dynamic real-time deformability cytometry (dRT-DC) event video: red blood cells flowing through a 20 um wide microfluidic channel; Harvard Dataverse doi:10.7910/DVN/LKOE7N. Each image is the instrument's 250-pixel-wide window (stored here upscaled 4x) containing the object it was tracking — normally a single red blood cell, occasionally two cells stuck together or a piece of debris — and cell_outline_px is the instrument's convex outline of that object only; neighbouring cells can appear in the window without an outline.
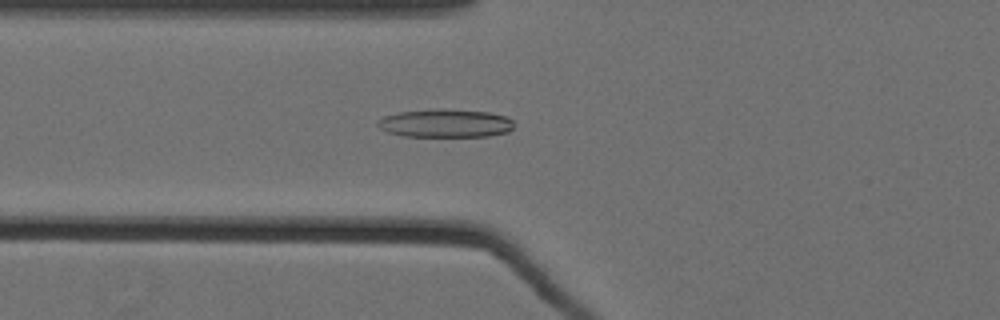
{"species": "Egyptian fruit bat (a non-hibernating species)", "species_latin": "Rousettus aegyptiacus", "temperature_condition": "cold", "stored_images_in_passage": 47, "camera_frame_rate_fps": 3000, "um_per_image_px": 0.085, "animal": {"sex": "female"}, "frame": {"image": 1, "passage_image": 12, "time_ms": 3.667, "image_size_px": [1000, 320], "cell_outline_px": [[512, 128], [508, 132], [488, 136], [404, 136], [388, 132], [380, 128], [376, 124], [376, 120], [384, 116], [400, 112], [488, 112], [504, 116], [512, 120]], "centroid_in_image_um": [37.84, 10.54], "position_along_channel_um": 88.0, "area_um2": 21.1}}
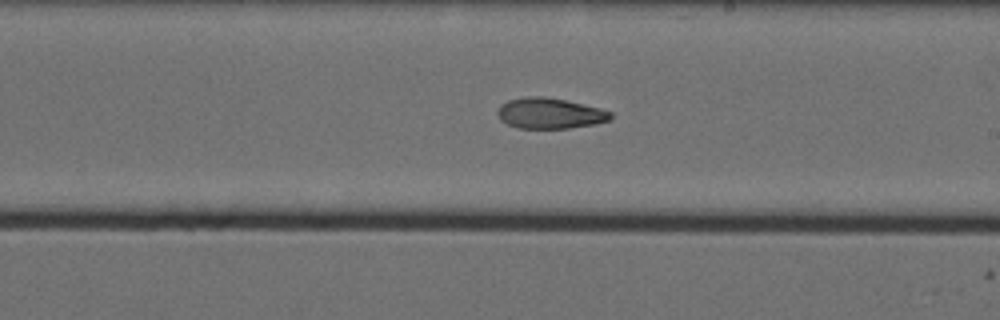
{"frame": {"image": 2, "passage_image": 25, "time_ms": 8.0, "image_size_px": [1000, 320], "cell_outline_px": [[612, 116], [608, 120], [592, 124], [568, 128], [516, 128], [500, 120], [496, 112], [500, 104], [508, 100], [528, 96], [544, 96], [564, 100], [600, 108], [612, 112]], "centroid_in_image_um": [46.68, 9.62], "position_along_channel_um": 242.3, "area_um2": 20.11}}
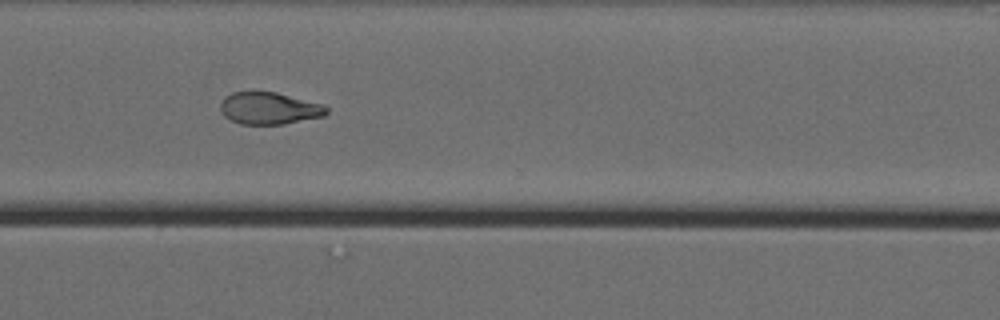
{"frame": {"image": 3, "passage_image": 34, "time_ms": 11.0, "image_size_px": [1000, 320], "cell_outline_px": [[328, 112], [324, 116], [284, 124], [240, 124], [224, 116], [220, 108], [220, 104], [224, 96], [232, 92], [248, 88], [252, 88], [276, 92], [324, 104], [328, 108]], "centroid_in_image_um": [22.84, 9.15], "position_along_channel_um": 347.8, "area_um2": 20.58}, "authors_computed_cell_mechanics": {"area_um2": 20.6924, "velocity_mm_per_s": 3.5424, "shape_relaxation_time_tau1_ms": 8.6038, "shape_relaxation_time_tau2_ms": 4.3835, "deformation_change_tau1": 0.2257, "deformation_change_tau2": 0.1014}}